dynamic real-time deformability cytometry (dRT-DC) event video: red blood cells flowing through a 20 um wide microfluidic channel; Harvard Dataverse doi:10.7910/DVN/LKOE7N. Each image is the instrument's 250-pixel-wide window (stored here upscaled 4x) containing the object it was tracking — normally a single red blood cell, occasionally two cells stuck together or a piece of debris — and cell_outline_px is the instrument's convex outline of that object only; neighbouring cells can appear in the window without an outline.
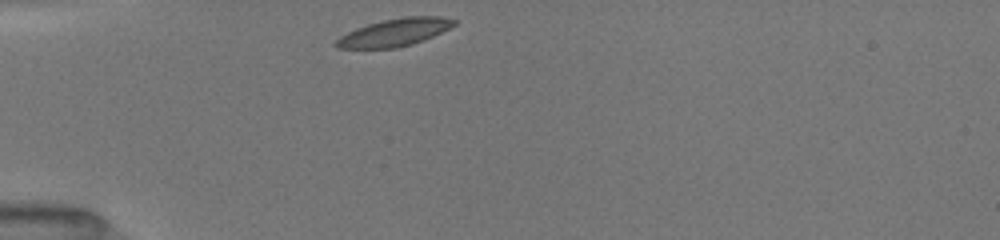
{"species": "common noctule bat (a hibernating species)", "species_latin": "Nyctalus noctula", "temperature_condition": "room temperature", "stored_images_in_passage": 32, "camera_frame_rate_fps": 3000, "um_per_image_px": 0.085, "animal": {"sex": "female", "body_mass_g": 19.5, "forearm_length_mm": 54.1}, "frame": {"image": 1, "passage_image": 1, "time_ms": 0.0, "image_size_px": [1000, 240], "cell_outline_px": [[456, 24], [424, 40], [412, 44], [396, 48], [336, 48], [332, 44], [340, 36], [356, 28], [368, 24], [384, 20], [404, 16], [440, 16], [456, 20]], "centroid_in_image_um": [33.51, 2.76], "position_along_channel_um": 51.5, "area_um2": 18.84}}
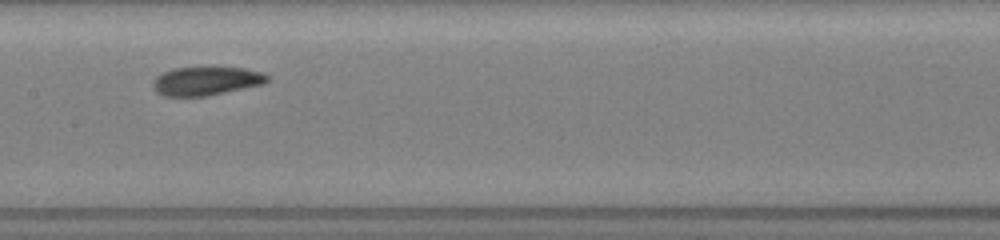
{"frame": {"image": 2, "passage_image": 13, "time_ms": 4.0, "image_size_px": [1000, 240], "cell_outline_px": [[268, 80], [264, 84], [208, 96], [164, 96], [156, 92], [152, 84], [152, 80], [156, 76], [172, 68], [244, 68], [264, 72], [268, 76]], "centroid_in_image_um": [17.52, 6.89], "position_along_channel_um": 189.9, "area_um2": 19.07}}
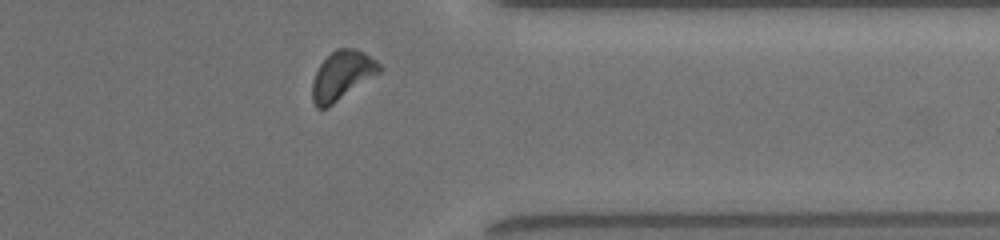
{"frame": {"image": 3, "passage_image": 28, "time_ms": 9.0, "image_size_px": [1000, 240], "cell_outline_px": [[384, 68], [380, 72], [328, 108], [316, 108], [312, 100], [312, 80], [320, 64], [336, 48], [356, 48], [364, 52], [376, 60]], "centroid_in_image_um": [29.08, 6.42], "position_along_channel_um": 382.3, "area_um2": 19.19}, "authors_computed_cell_mechanics": {"area_um2": 19.1896, "velocity_mm_per_s": 3.9501, "shape_relaxation_time_tau1_ms": 1.9622, "shape_relaxation_time_tau2_ms": 4.4604, "deformation_change_tau1": 0.0976, "deformation_change_tau2": 0.0993}}